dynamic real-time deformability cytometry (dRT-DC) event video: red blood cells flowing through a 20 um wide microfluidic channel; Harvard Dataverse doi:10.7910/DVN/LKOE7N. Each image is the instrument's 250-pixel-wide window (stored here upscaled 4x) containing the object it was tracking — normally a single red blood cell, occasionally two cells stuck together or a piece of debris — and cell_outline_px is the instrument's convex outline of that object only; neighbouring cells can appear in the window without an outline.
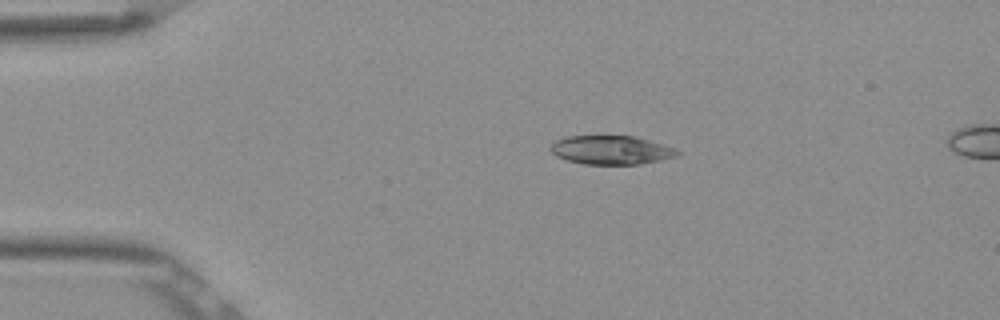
{"species": "Egyptian fruit bat (a non-hibernating species)", "species_latin": "Rousettus aegyptiacus", "temperature_condition": "room temperature", "stored_images_in_passage": 44, "segment_of_instrument_passage": [1, 2], "camera_frame_rate_fps": 3000, "um_per_image_px": 0.085, "frame": {"image": 1, "passage_image": 1, "time_ms": 0.0, "image_size_px": [1000, 320], "cell_outline_px": [[680, 152], [676, 156], [660, 160], [636, 164], [584, 164], [568, 160], [556, 156], [552, 152], [552, 144], [556, 140], [568, 136], [636, 136], [664, 144], [676, 148]], "centroid_in_image_um": [51.98, 12.74], "position_along_channel_um": 33.0, "area_um2": 21.1}}
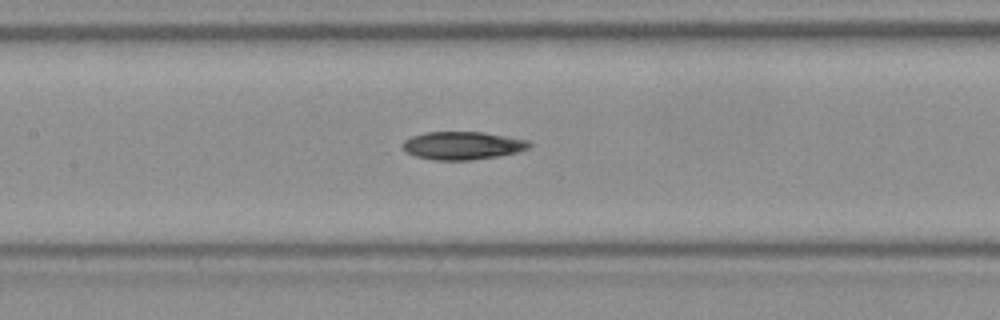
{"frame": {"image": 2, "passage_image": 15, "time_ms": 4.667, "image_size_px": [1000, 320], "cell_outline_px": [[532, 144], [528, 148], [516, 152], [500, 156], [472, 160], [432, 160], [416, 156], [408, 152], [404, 148], [404, 140], [412, 136], [424, 132], [484, 132], [528, 140]], "centroid_in_image_um": [39.34, 12.37], "position_along_channel_um": 168.1, "area_um2": 20.58}}
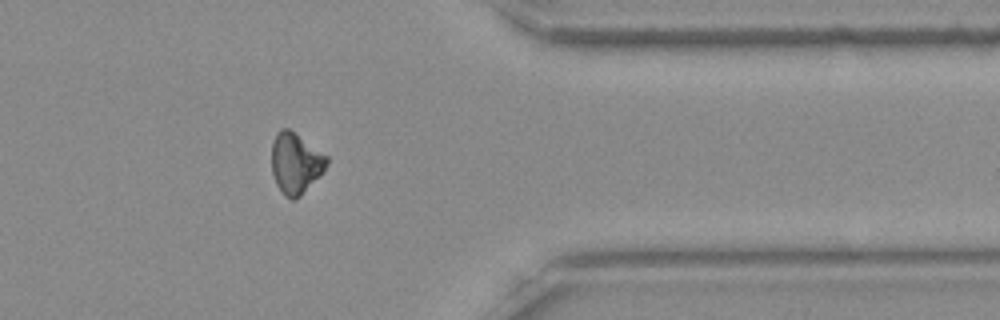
{"frame": {"image": 3, "passage_image": 33, "time_ms": 10.667, "image_size_px": [1000, 320], "cell_outline_px": [[328, 164], [324, 172], [300, 196], [292, 200], [284, 196], [276, 184], [272, 172], [272, 144], [276, 132], [280, 128], [288, 128], [328, 156]], "centroid_in_image_um": [25.13, 13.88], "position_along_channel_um": 386.3, "area_um2": 19.59}}